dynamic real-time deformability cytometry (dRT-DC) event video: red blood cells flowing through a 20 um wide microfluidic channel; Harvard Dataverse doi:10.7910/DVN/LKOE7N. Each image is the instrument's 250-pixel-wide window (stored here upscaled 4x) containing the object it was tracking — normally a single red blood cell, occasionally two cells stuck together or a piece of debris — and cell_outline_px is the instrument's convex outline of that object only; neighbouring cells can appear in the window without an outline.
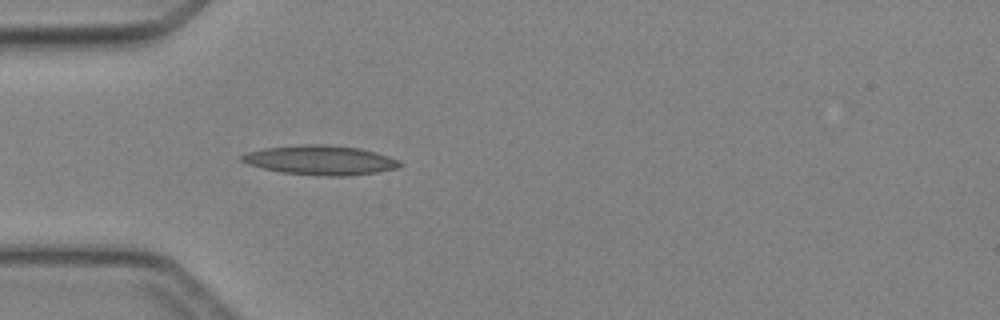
{"species": "Egyptian fruit bat (a non-hibernating species)", "species_latin": "Rousettus aegyptiacus", "temperature_condition": "cold", "stored_images_in_passage": 3, "camera_frame_rate_fps": 3000, "um_per_image_px": 0.085, "animal": {"sex": "female"}, "frame": {"image": 1, "passage_image": 3, "time_ms": 3.0, "image_size_px": [1000, 320], "cell_outline_px": [[404, 164], [396, 168], [376, 172], [344, 176], [324, 176], [280, 172], [248, 164], [240, 160], [240, 156], [248, 152], [264, 148], [304, 144], [324, 144], [360, 148], [376, 152], [400, 160]], "centroid_in_image_um": [27.25, 13.61], "position_along_channel_um": 57.8, "area_um2": 27.05}}